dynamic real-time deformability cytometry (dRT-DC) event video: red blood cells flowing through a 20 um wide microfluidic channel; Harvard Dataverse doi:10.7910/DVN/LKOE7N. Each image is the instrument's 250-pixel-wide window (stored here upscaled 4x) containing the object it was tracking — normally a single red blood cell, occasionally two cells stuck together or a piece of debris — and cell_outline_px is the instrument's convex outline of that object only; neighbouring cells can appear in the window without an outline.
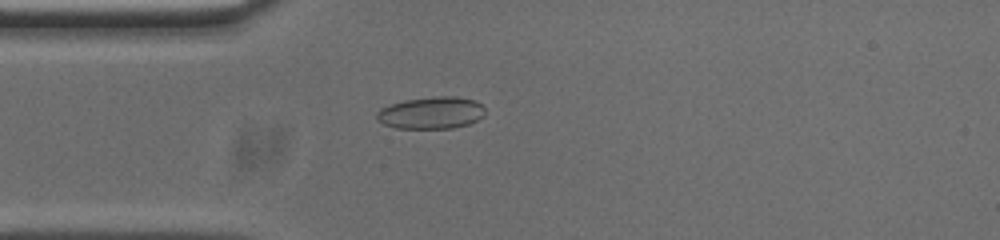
{"species": "common noctule bat (a hibernating species)", "species_latin": "Nyctalus noctula", "temperature_condition": "cold", "stored_images_in_passage": 53, "camera_frame_rate_fps": 3000, "um_per_image_px": 0.085, "animal": {"sex": "male", "body_mass_g": 20.0, "forearm_length_mm": 53.3}, "frame": {"image": 1, "passage_image": 13, "time_ms": 4.0, "image_size_px": [1000, 240], "cell_outline_px": [[484, 116], [468, 124], [452, 128], [396, 128], [384, 124], [376, 120], [376, 112], [380, 108], [404, 100], [436, 96], [456, 96], [476, 100], [484, 108]], "centroid_in_image_um": [36.64, 9.58], "position_along_channel_um": 48.4, "area_um2": 20.29}}
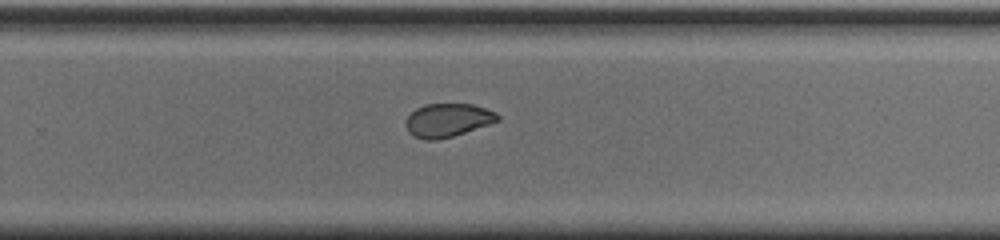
{"frame": {"image": 2, "passage_image": 33, "time_ms": 10.667, "image_size_px": [1000, 240], "cell_outline_px": [[500, 120], [452, 136], [436, 140], [424, 140], [408, 132], [404, 124], [404, 120], [416, 108], [424, 104], [472, 104], [496, 112], [500, 116]], "centroid_in_image_um": [38.02, 10.21], "position_along_channel_um": 291.8, "area_um2": 17.8}}
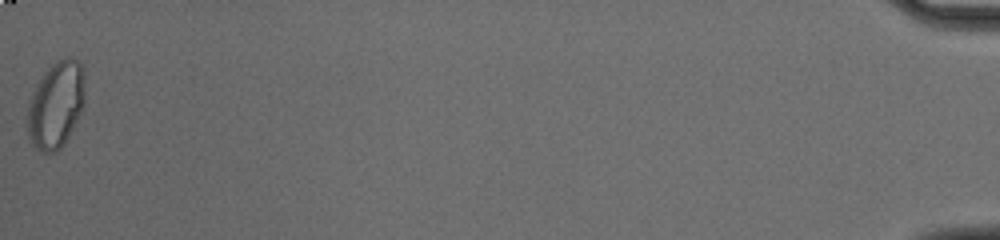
{"frame": {"image": 3, "passage_image": 53, "time_ms": 17.333, "image_size_px": [1000, 240], "cell_outline_px": [[84, 104], [64, 144], [56, 152], [40, 152], [32, 144], [28, 136], [24, 120], [28, 100], [32, 92], [44, 72], [56, 60], [68, 56], [72, 56], [84, 64]], "centroid_in_image_um": [4.72, 8.88], "position_along_channel_um": 430.5, "area_um2": 29.71}, "authors_computed_cell_mechanics": {"area_um2": 19.7676, "velocity_mm_per_s": 3.7498, "shape_relaxation_time_tau1_ms": null, "shape_relaxation_time_tau2_ms": 2.0008, "deformation_change_tau1": null, "deformation_change_tau2": 0.0508}}